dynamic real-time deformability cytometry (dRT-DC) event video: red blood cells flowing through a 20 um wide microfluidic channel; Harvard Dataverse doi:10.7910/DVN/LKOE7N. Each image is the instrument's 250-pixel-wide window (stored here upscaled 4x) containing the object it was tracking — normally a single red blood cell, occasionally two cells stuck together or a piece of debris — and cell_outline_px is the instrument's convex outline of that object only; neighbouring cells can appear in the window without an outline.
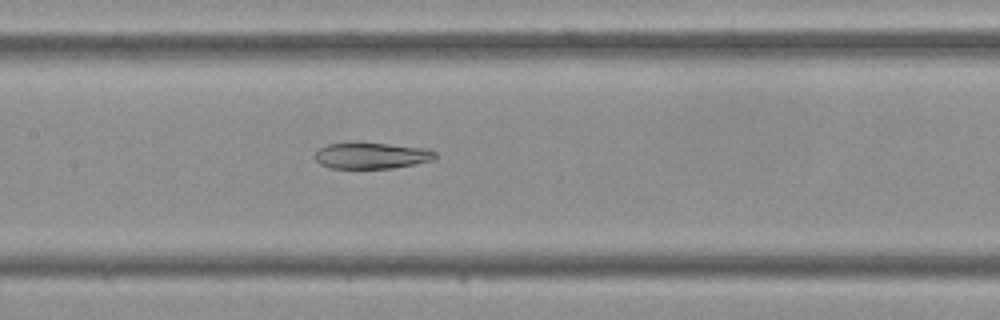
{"species": "Egyptian fruit bat (a non-hibernating species)", "species_latin": "Rousettus aegyptiacus", "temperature_condition": "cold", "stored_images_in_passage": 43, "camera_frame_rate_fps": 3000, "um_per_image_px": 0.085, "frame": {"image": 1, "passage_image": 20, "time_ms": 6.333, "image_size_px": [1000, 320], "cell_outline_px": [[436, 156], [432, 160], [392, 168], [332, 168], [320, 164], [316, 160], [316, 152], [320, 148], [328, 144], [388, 144], [432, 148], [436, 152]], "centroid_in_image_um": [31.64, 13.24], "position_along_channel_um": 175.8, "area_um2": 17.92}}
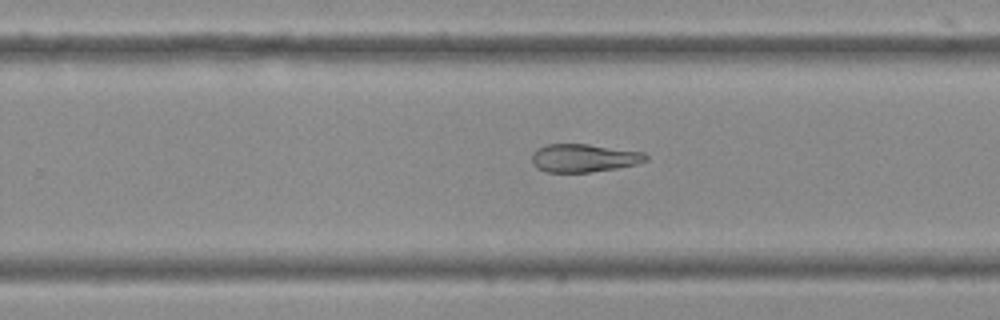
{"frame": {"image": 2, "passage_image": 27, "time_ms": 8.667, "image_size_px": [1000, 320], "cell_outline_px": [[648, 160], [636, 164], [616, 168], [588, 172], [548, 172], [536, 168], [532, 164], [532, 156], [536, 148], [548, 144], [588, 144], [644, 152], [648, 156]], "centroid_in_image_um": [49.61, 13.43], "position_along_channel_um": 280.2, "area_um2": 18.67}}
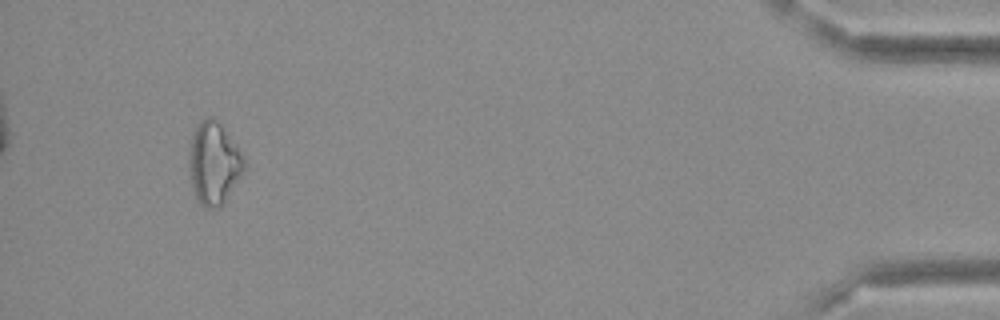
{"frame": {"image": 3, "passage_image": 41, "time_ms": 13.333, "image_size_px": [1000, 320], "cell_outline_px": [[248, 168], [224, 200], [216, 208], [204, 208], [196, 200], [192, 192], [188, 172], [188, 152], [192, 136], [200, 120], [208, 116], [212, 116], [220, 124], [244, 156]], "centroid_in_image_um": [18.15, 13.9], "position_along_channel_um": 417.0, "area_um2": 26.82}}